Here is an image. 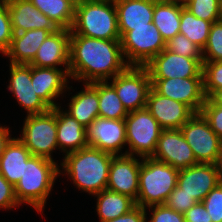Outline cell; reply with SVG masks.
<instances>
[{"instance_id":"ac0fdd59","label":"cell","mask_w":222,"mask_h":222,"mask_svg":"<svg viewBox=\"0 0 222 222\" xmlns=\"http://www.w3.org/2000/svg\"><path fill=\"white\" fill-rule=\"evenodd\" d=\"M146 108L163 129H180L195 114L187 105L158 94L152 87Z\"/></svg>"},{"instance_id":"d6986e66","label":"cell","mask_w":222,"mask_h":222,"mask_svg":"<svg viewBox=\"0 0 222 222\" xmlns=\"http://www.w3.org/2000/svg\"><path fill=\"white\" fill-rule=\"evenodd\" d=\"M69 70L31 66V81L36 94L51 108L58 107L54 99L59 98L67 87ZM65 88V89H64Z\"/></svg>"},{"instance_id":"4dcf8cb0","label":"cell","mask_w":222,"mask_h":222,"mask_svg":"<svg viewBox=\"0 0 222 222\" xmlns=\"http://www.w3.org/2000/svg\"><path fill=\"white\" fill-rule=\"evenodd\" d=\"M212 22L197 18L183 8L180 15L179 33L185 35L202 50L206 46Z\"/></svg>"},{"instance_id":"c3c4849f","label":"cell","mask_w":222,"mask_h":222,"mask_svg":"<svg viewBox=\"0 0 222 222\" xmlns=\"http://www.w3.org/2000/svg\"><path fill=\"white\" fill-rule=\"evenodd\" d=\"M68 3H70L74 8L79 7L81 4L86 2L87 0H66Z\"/></svg>"},{"instance_id":"7402d4cb","label":"cell","mask_w":222,"mask_h":222,"mask_svg":"<svg viewBox=\"0 0 222 222\" xmlns=\"http://www.w3.org/2000/svg\"><path fill=\"white\" fill-rule=\"evenodd\" d=\"M114 4L121 37L133 28L151 27L154 0H114Z\"/></svg>"},{"instance_id":"74e56055","label":"cell","mask_w":222,"mask_h":222,"mask_svg":"<svg viewBox=\"0 0 222 222\" xmlns=\"http://www.w3.org/2000/svg\"><path fill=\"white\" fill-rule=\"evenodd\" d=\"M200 113L208 121L210 128L217 134L222 143V107L214 105L206 98Z\"/></svg>"},{"instance_id":"f546056e","label":"cell","mask_w":222,"mask_h":222,"mask_svg":"<svg viewBox=\"0 0 222 222\" xmlns=\"http://www.w3.org/2000/svg\"><path fill=\"white\" fill-rule=\"evenodd\" d=\"M45 16L59 28L71 29L75 8L66 0H30Z\"/></svg>"},{"instance_id":"f1b7e54d","label":"cell","mask_w":222,"mask_h":222,"mask_svg":"<svg viewBox=\"0 0 222 222\" xmlns=\"http://www.w3.org/2000/svg\"><path fill=\"white\" fill-rule=\"evenodd\" d=\"M108 83V81L89 83L98 92L99 117L112 120L125 119L128 112L117 96L115 88Z\"/></svg>"},{"instance_id":"8fae6325","label":"cell","mask_w":222,"mask_h":222,"mask_svg":"<svg viewBox=\"0 0 222 222\" xmlns=\"http://www.w3.org/2000/svg\"><path fill=\"white\" fill-rule=\"evenodd\" d=\"M145 67L151 79L203 78V59L187 58L166 48Z\"/></svg>"},{"instance_id":"1f68e13d","label":"cell","mask_w":222,"mask_h":222,"mask_svg":"<svg viewBox=\"0 0 222 222\" xmlns=\"http://www.w3.org/2000/svg\"><path fill=\"white\" fill-rule=\"evenodd\" d=\"M221 0H191L185 7L191 14L212 23L220 20Z\"/></svg>"},{"instance_id":"7a4b0ae2","label":"cell","mask_w":222,"mask_h":222,"mask_svg":"<svg viewBox=\"0 0 222 222\" xmlns=\"http://www.w3.org/2000/svg\"><path fill=\"white\" fill-rule=\"evenodd\" d=\"M114 156L87 146L65 154L61 166L75 186L89 195H95L106 189L109 167Z\"/></svg>"},{"instance_id":"ba28073f","label":"cell","mask_w":222,"mask_h":222,"mask_svg":"<svg viewBox=\"0 0 222 222\" xmlns=\"http://www.w3.org/2000/svg\"><path fill=\"white\" fill-rule=\"evenodd\" d=\"M123 57L129 66H145L166 48V43L154 23L151 27L133 28L121 38Z\"/></svg>"},{"instance_id":"681fc988","label":"cell","mask_w":222,"mask_h":222,"mask_svg":"<svg viewBox=\"0 0 222 222\" xmlns=\"http://www.w3.org/2000/svg\"><path fill=\"white\" fill-rule=\"evenodd\" d=\"M220 21H222V0H221V4H220Z\"/></svg>"},{"instance_id":"e0dca14e","label":"cell","mask_w":222,"mask_h":222,"mask_svg":"<svg viewBox=\"0 0 222 222\" xmlns=\"http://www.w3.org/2000/svg\"><path fill=\"white\" fill-rule=\"evenodd\" d=\"M218 184L217 168L212 163H198L178 172L177 186L197 202H202Z\"/></svg>"},{"instance_id":"cb8c5ba5","label":"cell","mask_w":222,"mask_h":222,"mask_svg":"<svg viewBox=\"0 0 222 222\" xmlns=\"http://www.w3.org/2000/svg\"><path fill=\"white\" fill-rule=\"evenodd\" d=\"M60 108L61 106L57 107L58 149L67 154L89 146L87 129Z\"/></svg>"},{"instance_id":"603a6c76","label":"cell","mask_w":222,"mask_h":222,"mask_svg":"<svg viewBox=\"0 0 222 222\" xmlns=\"http://www.w3.org/2000/svg\"><path fill=\"white\" fill-rule=\"evenodd\" d=\"M57 30L32 29L22 33H14L10 47L4 55L10 58L12 64L29 65L47 36Z\"/></svg>"},{"instance_id":"7dc6e473","label":"cell","mask_w":222,"mask_h":222,"mask_svg":"<svg viewBox=\"0 0 222 222\" xmlns=\"http://www.w3.org/2000/svg\"><path fill=\"white\" fill-rule=\"evenodd\" d=\"M164 1L173 3L175 5L182 6L185 8L190 3L191 0H164Z\"/></svg>"},{"instance_id":"7c38bea8","label":"cell","mask_w":222,"mask_h":222,"mask_svg":"<svg viewBox=\"0 0 222 222\" xmlns=\"http://www.w3.org/2000/svg\"><path fill=\"white\" fill-rule=\"evenodd\" d=\"M151 87L160 95L187 105L200 113L206 101L203 78L151 79Z\"/></svg>"},{"instance_id":"8d00e7d4","label":"cell","mask_w":222,"mask_h":222,"mask_svg":"<svg viewBox=\"0 0 222 222\" xmlns=\"http://www.w3.org/2000/svg\"><path fill=\"white\" fill-rule=\"evenodd\" d=\"M212 222H222V184L212 189L202 201Z\"/></svg>"},{"instance_id":"44dd1931","label":"cell","mask_w":222,"mask_h":222,"mask_svg":"<svg viewBox=\"0 0 222 222\" xmlns=\"http://www.w3.org/2000/svg\"><path fill=\"white\" fill-rule=\"evenodd\" d=\"M14 33L32 29H60L45 16L30 0H6Z\"/></svg>"},{"instance_id":"83f0119b","label":"cell","mask_w":222,"mask_h":222,"mask_svg":"<svg viewBox=\"0 0 222 222\" xmlns=\"http://www.w3.org/2000/svg\"><path fill=\"white\" fill-rule=\"evenodd\" d=\"M183 8L164 0H154L153 23L165 43L179 34L180 15Z\"/></svg>"},{"instance_id":"bcb514c9","label":"cell","mask_w":222,"mask_h":222,"mask_svg":"<svg viewBox=\"0 0 222 222\" xmlns=\"http://www.w3.org/2000/svg\"><path fill=\"white\" fill-rule=\"evenodd\" d=\"M215 165L218 172L219 184H222V143L220 145V151Z\"/></svg>"},{"instance_id":"52a82bcc","label":"cell","mask_w":222,"mask_h":222,"mask_svg":"<svg viewBox=\"0 0 222 222\" xmlns=\"http://www.w3.org/2000/svg\"><path fill=\"white\" fill-rule=\"evenodd\" d=\"M126 142L129 150L126 155L139 158L152 157L163 128L145 107L128 112L125 118Z\"/></svg>"},{"instance_id":"e575fe53","label":"cell","mask_w":222,"mask_h":222,"mask_svg":"<svg viewBox=\"0 0 222 222\" xmlns=\"http://www.w3.org/2000/svg\"><path fill=\"white\" fill-rule=\"evenodd\" d=\"M202 73L206 97L214 90L222 89V61H203Z\"/></svg>"},{"instance_id":"60d3db41","label":"cell","mask_w":222,"mask_h":222,"mask_svg":"<svg viewBox=\"0 0 222 222\" xmlns=\"http://www.w3.org/2000/svg\"><path fill=\"white\" fill-rule=\"evenodd\" d=\"M20 204L15 195V188L0 174V208L10 209Z\"/></svg>"},{"instance_id":"ffe728a7","label":"cell","mask_w":222,"mask_h":222,"mask_svg":"<svg viewBox=\"0 0 222 222\" xmlns=\"http://www.w3.org/2000/svg\"><path fill=\"white\" fill-rule=\"evenodd\" d=\"M69 49L70 30L60 28L47 36L29 65L48 68L65 65V70H69Z\"/></svg>"},{"instance_id":"9a60e30c","label":"cell","mask_w":222,"mask_h":222,"mask_svg":"<svg viewBox=\"0 0 222 222\" xmlns=\"http://www.w3.org/2000/svg\"><path fill=\"white\" fill-rule=\"evenodd\" d=\"M8 90L12 92L27 115L43 114L51 108L35 93L31 81V65L10 63V81Z\"/></svg>"},{"instance_id":"6da1fadb","label":"cell","mask_w":222,"mask_h":222,"mask_svg":"<svg viewBox=\"0 0 222 222\" xmlns=\"http://www.w3.org/2000/svg\"><path fill=\"white\" fill-rule=\"evenodd\" d=\"M128 66L123 57L120 40L70 35V79L83 80V83L108 81Z\"/></svg>"},{"instance_id":"9c48e42d","label":"cell","mask_w":222,"mask_h":222,"mask_svg":"<svg viewBox=\"0 0 222 222\" xmlns=\"http://www.w3.org/2000/svg\"><path fill=\"white\" fill-rule=\"evenodd\" d=\"M110 83L127 112L145 108L151 89V78L145 66H128Z\"/></svg>"},{"instance_id":"30bf717a","label":"cell","mask_w":222,"mask_h":222,"mask_svg":"<svg viewBox=\"0 0 222 222\" xmlns=\"http://www.w3.org/2000/svg\"><path fill=\"white\" fill-rule=\"evenodd\" d=\"M180 130L198 163H216L221 141L201 113H195Z\"/></svg>"},{"instance_id":"f35d334b","label":"cell","mask_w":222,"mask_h":222,"mask_svg":"<svg viewBox=\"0 0 222 222\" xmlns=\"http://www.w3.org/2000/svg\"><path fill=\"white\" fill-rule=\"evenodd\" d=\"M197 201L192 197L182 192L178 186L167 197L164 205L173 209L176 212L184 214L189 208H191Z\"/></svg>"},{"instance_id":"b9f144b4","label":"cell","mask_w":222,"mask_h":222,"mask_svg":"<svg viewBox=\"0 0 222 222\" xmlns=\"http://www.w3.org/2000/svg\"><path fill=\"white\" fill-rule=\"evenodd\" d=\"M185 222H212L203 202L195 203L184 213Z\"/></svg>"},{"instance_id":"2e32d148","label":"cell","mask_w":222,"mask_h":222,"mask_svg":"<svg viewBox=\"0 0 222 222\" xmlns=\"http://www.w3.org/2000/svg\"><path fill=\"white\" fill-rule=\"evenodd\" d=\"M141 161L136 156H114L108 175L107 190L127 195L137 201Z\"/></svg>"},{"instance_id":"484cf974","label":"cell","mask_w":222,"mask_h":222,"mask_svg":"<svg viewBox=\"0 0 222 222\" xmlns=\"http://www.w3.org/2000/svg\"><path fill=\"white\" fill-rule=\"evenodd\" d=\"M84 86L82 91L71 97L69 110L65 112L87 129L99 117V100L98 92L89 83H84Z\"/></svg>"},{"instance_id":"8992f818","label":"cell","mask_w":222,"mask_h":222,"mask_svg":"<svg viewBox=\"0 0 222 222\" xmlns=\"http://www.w3.org/2000/svg\"><path fill=\"white\" fill-rule=\"evenodd\" d=\"M21 137L31 155L53 160L52 152L57 144V107L43 114L27 115Z\"/></svg>"},{"instance_id":"f6af8a7d","label":"cell","mask_w":222,"mask_h":222,"mask_svg":"<svg viewBox=\"0 0 222 222\" xmlns=\"http://www.w3.org/2000/svg\"><path fill=\"white\" fill-rule=\"evenodd\" d=\"M207 98L214 105H218L222 107V89L214 90Z\"/></svg>"},{"instance_id":"d590c367","label":"cell","mask_w":222,"mask_h":222,"mask_svg":"<svg viewBox=\"0 0 222 222\" xmlns=\"http://www.w3.org/2000/svg\"><path fill=\"white\" fill-rule=\"evenodd\" d=\"M14 32L6 0L0 1V52L5 54L11 44Z\"/></svg>"},{"instance_id":"ab89813d","label":"cell","mask_w":222,"mask_h":222,"mask_svg":"<svg viewBox=\"0 0 222 222\" xmlns=\"http://www.w3.org/2000/svg\"><path fill=\"white\" fill-rule=\"evenodd\" d=\"M145 209L152 210L149 222H185L184 214L174 211L164 204L151 205ZM146 222L147 219H146Z\"/></svg>"},{"instance_id":"277c9868","label":"cell","mask_w":222,"mask_h":222,"mask_svg":"<svg viewBox=\"0 0 222 222\" xmlns=\"http://www.w3.org/2000/svg\"><path fill=\"white\" fill-rule=\"evenodd\" d=\"M70 35L120 40L114 0H87L75 8Z\"/></svg>"},{"instance_id":"5bb4252c","label":"cell","mask_w":222,"mask_h":222,"mask_svg":"<svg viewBox=\"0 0 222 222\" xmlns=\"http://www.w3.org/2000/svg\"><path fill=\"white\" fill-rule=\"evenodd\" d=\"M152 158L178 170L198 164L180 129H163Z\"/></svg>"},{"instance_id":"5b68a950","label":"cell","mask_w":222,"mask_h":222,"mask_svg":"<svg viewBox=\"0 0 222 222\" xmlns=\"http://www.w3.org/2000/svg\"><path fill=\"white\" fill-rule=\"evenodd\" d=\"M179 170L152 157L141 158L137 206L164 204L175 189Z\"/></svg>"},{"instance_id":"3957f363","label":"cell","mask_w":222,"mask_h":222,"mask_svg":"<svg viewBox=\"0 0 222 222\" xmlns=\"http://www.w3.org/2000/svg\"><path fill=\"white\" fill-rule=\"evenodd\" d=\"M60 171L54 160L31 155L24 162L23 176L14 187L18 203L28 204L37 212H43Z\"/></svg>"},{"instance_id":"4fadbf2b","label":"cell","mask_w":222,"mask_h":222,"mask_svg":"<svg viewBox=\"0 0 222 222\" xmlns=\"http://www.w3.org/2000/svg\"><path fill=\"white\" fill-rule=\"evenodd\" d=\"M87 142L89 146L115 156L118 153L126 155L121 150L127 145L125 119L97 117L87 128Z\"/></svg>"},{"instance_id":"d6a6232c","label":"cell","mask_w":222,"mask_h":222,"mask_svg":"<svg viewBox=\"0 0 222 222\" xmlns=\"http://www.w3.org/2000/svg\"><path fill=\"white\" fill-rule=\"evenodd\" d=\"M202 55L203 61H222V21L212 23Z\"/></svg>"},{"instance_id":"836d02e7","label":"cell","mask_w":222,"mask_h":222,"mask_svg":"<svg viewBox=\"0 0 222 222\" xmlns=\"http://www.w3.org/2000/svg\"><path fill=\"white\" fill-rule=\"evenodd\" d=\"M166 49L187 58L203 59L202 49L180 33L166 42Z\"/></svg>"},{"instance_id":"7bdbcfd3","label":"cell","mask_w":222,"mask_h":222,"mask_svg":"<svg viewBox=\"0 0 222 222\" xmlns=\"http://www.w3.org/2000/svg\"><path fill=\"white\" fill-rule=\"evenodd\" d=\"M146 209L141 206H136L130 212L105 222H146Z\"/></svg>"},{"instance_id":"4316f807","label":"cell","mask_w":222,"mask_h":222,"mask_svg":"<svg viewBox=\"0 0 222 222\" xmlns=\"http://www.w3.org/2000/svg\"><path fill=\"white\" fill-rule=\"evenodd\" d=\"M93 196L97 197L96 211L100 222L120 217L137 206L131 197L107 189Z\"/></svg>"},{"instance_id":"ee69618b","label":"cell","mask_w":222,"mask_h":222,"mask_svg":"<svg viewBox=\"0 0 222 222\" xmlns=\"http://www.w3.org/2000/svg\"><path fill=\"white\" fill-rule=\"evenodd\" d=\"M9 129L0 125V156L3 153L4 146L11 138Z\"/></svg>"},{"instance_id":"d4e9b609","label":"cell","mask_w":222,"mask_h":222,"mask_svg":"<svg viewBox=\"0 0 222 222\" xmlns=\"http://www.w3.org/2000/svg\"><path fill=\"white\" fill-rule=\"evenodd\" d=\"M30 156V151L18 137H11L0 156V174L15 187L23 176L24 162Z\"/></svg>"}]
</instances>
